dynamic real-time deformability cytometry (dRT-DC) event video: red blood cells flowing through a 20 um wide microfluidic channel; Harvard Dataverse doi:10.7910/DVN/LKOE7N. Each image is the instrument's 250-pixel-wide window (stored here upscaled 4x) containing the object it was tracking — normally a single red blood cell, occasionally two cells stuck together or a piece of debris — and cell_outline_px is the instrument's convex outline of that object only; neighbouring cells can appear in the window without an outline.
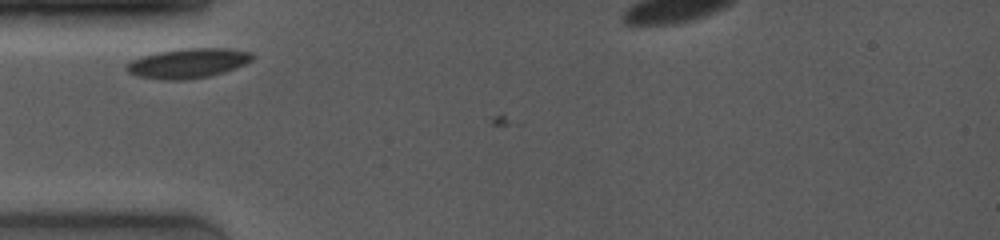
{"species": "common noctule bat (a hibernating species)", "species_latin": "Nyctalus noctula", "temperature_condition": "room temperature", "stored_images_in_passage": 3, "camera_frame_rate_fps": 4000, "um_per_image_px": 0.085, "animal": {"sex": "female", "body_mass_g": 19.0, "forearm_length_mm": 53.3}, "frame": {"image": 1, "passage_image": 2, "time_ms": 0.5, "image_size_px": [1000, 240], "cell_outline_px": [[252, 60], [244, 64], [208, 76], [180, 80], [164, 80], [140, 76], [128, 72], [124, 68], [124, 64], [140, 56], [156, 52], [184, 48], [228, 48], [252, 52]], "centroid_in_image_um": [15.91, 5.35], "position_along_channel_um": 69.1, "area_um2": 21.56}}